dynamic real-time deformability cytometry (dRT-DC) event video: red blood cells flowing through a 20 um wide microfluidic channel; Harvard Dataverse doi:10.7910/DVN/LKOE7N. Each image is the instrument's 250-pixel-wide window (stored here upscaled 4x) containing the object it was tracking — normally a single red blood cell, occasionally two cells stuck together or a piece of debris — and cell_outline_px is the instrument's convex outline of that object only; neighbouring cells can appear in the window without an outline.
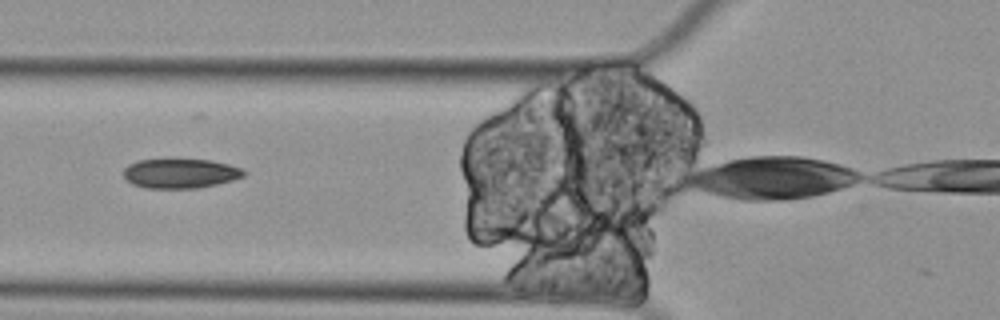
{"species": "Egyptian fruit bat (a non-hibernating species)", "species_latin": "Rousettus aegyptiacus", "temperature_condition": "cold", "stored_images_in_passage": 7, "camera_frame_rate_fps": 3000, "um_per_image_px": 0.085, "animal": {"sex": "female"}, "frame": {"image": 1, "passage_image": 3, "time_ms": 0.667, "image_size_px": [1000, 320], "cell_outline_px": [[248, 172], [244, 176], [232, 180], [216, 184], [196, 188], [148, 188], [132, 184], [124, 176], [124, 168], [128, 164], [136, 160], [212, 160], [244, 168]], "centroid_in_image_um": [15.36, 14.74], "position_along_channel_um": 110.4, "area_um2": 20.63}}